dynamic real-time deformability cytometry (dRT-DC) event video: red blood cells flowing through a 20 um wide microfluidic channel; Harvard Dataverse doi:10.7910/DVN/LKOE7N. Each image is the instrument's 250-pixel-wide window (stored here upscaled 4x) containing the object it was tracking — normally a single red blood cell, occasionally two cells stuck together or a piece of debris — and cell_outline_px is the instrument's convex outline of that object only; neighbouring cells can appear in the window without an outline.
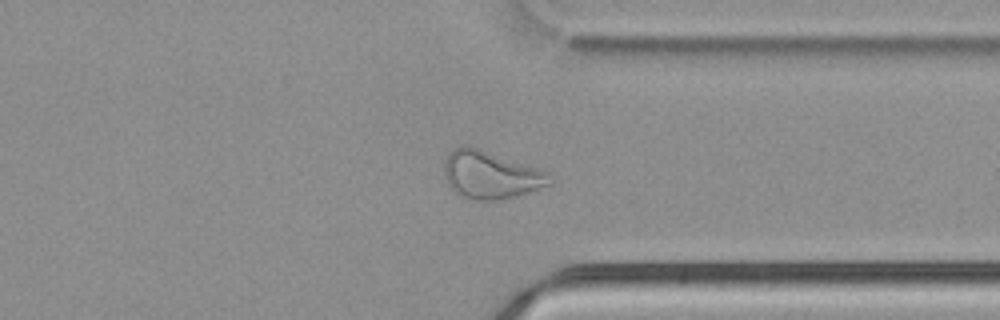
{"species": "common noctule bat (a hibernating species)", "species_latin": "Nyctalus noctula", "temperature_condition": "cold", "stored_images_in_passage": 37, "camera_frame_rate_fps": 3000, "um_per_image_px": 0.085, "animal": {"sex": "male", "body_mass_g": 21.5, "forearm_length_mm": 52.0}, "frame": {"image": 1, "passage_image": 25, "time_ms": 8.0, "image_size_px": [1000, 320], "cell_outline_px": [[548, 184], [540, 188], [516, 196], [500, 200], [468, 200], [456, 196], [448, 184], [444, 176], [444, 164], [448, 156], [460, 144], [468, 144], [548, 172]], "centroid_in_image_um": [41.62, 14.88], "position_along_channel_um": 369.8, "area_um2": 29.25}}
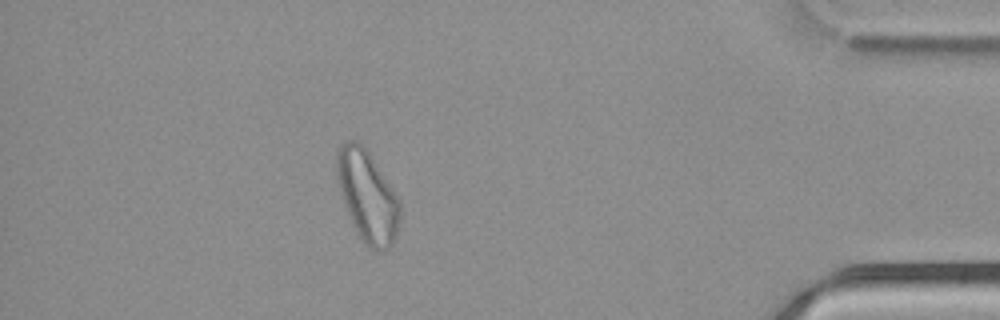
{"frame": {"image": 2, "passage_image": 31, "time_ms": 10.0, "image_size_px": [1000, 320], "cell_outline_px": [[400, 220], [392, 244], [388, 248], [376, 252], [364, 244], [356, 232], [344, 204], [336, 172], [336, 152], [340, 144], [344, 140], [360, 140], [368, 152], [396, 196], [400, 204]], "centroid_in_image_um": [31.2, 16.67], "position_along_channel_um": 404.0, "area_um2": 33.23}}